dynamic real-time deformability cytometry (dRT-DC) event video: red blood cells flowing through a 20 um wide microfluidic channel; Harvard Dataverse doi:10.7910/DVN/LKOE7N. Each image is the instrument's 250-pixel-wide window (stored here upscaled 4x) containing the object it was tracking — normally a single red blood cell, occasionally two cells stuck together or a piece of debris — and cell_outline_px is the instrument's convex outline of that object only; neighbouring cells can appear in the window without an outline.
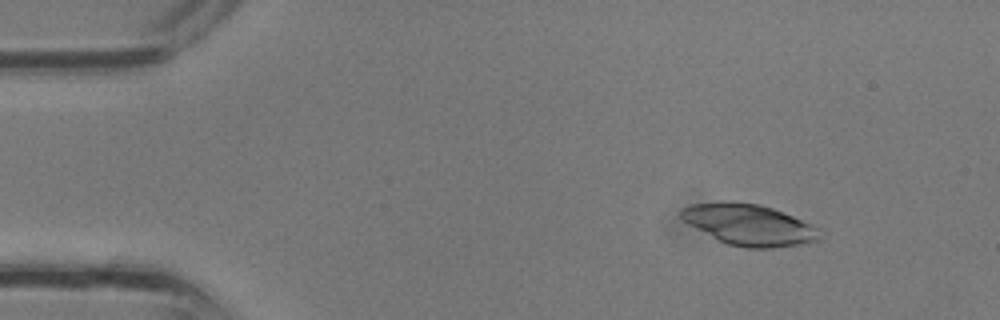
{"species": "common noctule bat (a hibernating species)", "species_latin": "Nyctalus noctula", "temperature_condition": "room temperature", "stored_images_in_passage": 7, "camera_frame_rate_fps": 3000, "um_per_image_px": 0.085, "animal": {"sex": "male", "body_mass_g": 13.3}, "frame": {"image": 1, "passage_image": 1, "time_ms": 0.0, "image_size_px": [1000, 320], "cell_outline_px": [[820, 240], [800, 244], [772, 248], [744, 248], [728, 244], [688, 224], [680, 216], [680, 212], [684, 208], [692, 204], [728, 200], [732, 200], [760, 204], [772, 208], [792, 216], [820, 228]], "centroid_in_image_um": [63.69, 19.09], "position_along_channel_um": 21.3, "area_um2": 33.12}}